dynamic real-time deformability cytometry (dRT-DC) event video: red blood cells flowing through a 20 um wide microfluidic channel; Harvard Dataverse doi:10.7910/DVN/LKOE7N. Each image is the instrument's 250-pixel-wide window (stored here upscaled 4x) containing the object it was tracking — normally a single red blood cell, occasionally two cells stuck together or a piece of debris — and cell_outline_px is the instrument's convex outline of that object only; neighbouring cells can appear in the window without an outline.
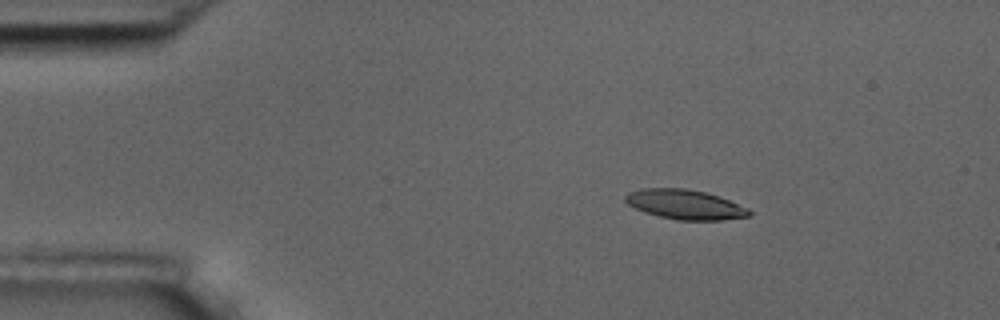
{"species": "common noctule bat (a hibernating species)", "species_latin": "Nyctalus noctula", "temperature_condition": "room temperature", "stored_images_in_passage": 4, "camera_frame_rate_fps": 3000, "um_per_image_px": 0.085, "animal": {"sex": "male", "body_mass_g": 17.5, "forearm_length_mm": 52.3}, "frame": {"image": 1, "passage_image": 3, "time_ms": 2.333, "image_size_px": [1000, 320], "cell_outline_px": [[752, 216], [720, 220], [676, 220], [644, 212], [628, 204], [624, 200], [624, 196], [628, 192], [640, 188], [684, 188], [704, 192], [728, 200], [748, 208], [752, 212]], "centroid_in_image_um": [58.21, 17.38], "position_along_channel_um": 26.8, "area_um2": 21.33}}